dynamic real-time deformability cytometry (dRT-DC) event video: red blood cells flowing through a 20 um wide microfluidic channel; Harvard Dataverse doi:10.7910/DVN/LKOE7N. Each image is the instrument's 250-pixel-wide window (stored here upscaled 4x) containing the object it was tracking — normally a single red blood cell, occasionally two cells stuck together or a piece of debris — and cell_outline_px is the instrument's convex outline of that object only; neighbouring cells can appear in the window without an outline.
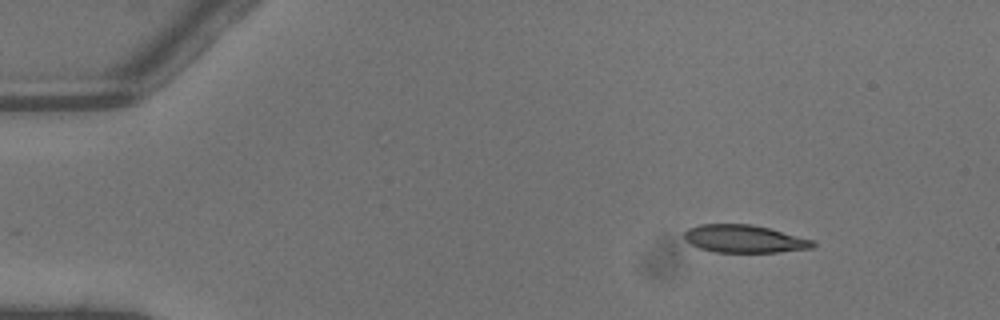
{"species": "common noctule bat (a hibernating species)", "species_latin": "Nyctalus noctula", "temperature_condition": "warm", "stored_images_in_passage": 2, "camera_frame_rate_fps": 3000, "um_per_image_px": 0.085, "animal": {"sex": "male", "body_mass_g": 13.3}, "frame": {"image": 1, "passage_image": 2, "time_ms": 0.333, "image_size_px": [1000, 320], "cell_outline_px": [[816, 244], [812, 248], [780, 252], [716, 252], [700, 248], [684, 240], [684, 232], [688, 228], [700, 224], [752, 224], [768, 228], [812, 240]], "centroid_in_image_um": [63.23, 20.3], "position_along_channel_um": 21.8, "area_um2": 20.63}}